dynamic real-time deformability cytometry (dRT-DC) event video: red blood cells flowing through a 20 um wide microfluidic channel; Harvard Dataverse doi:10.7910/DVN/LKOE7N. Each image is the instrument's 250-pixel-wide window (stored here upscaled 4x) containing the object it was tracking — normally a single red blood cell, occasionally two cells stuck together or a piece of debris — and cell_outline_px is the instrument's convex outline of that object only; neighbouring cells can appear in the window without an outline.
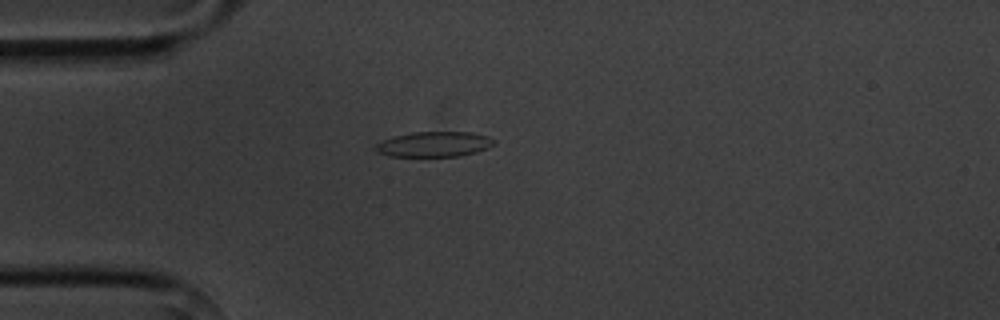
{"species": "common noctule bat (a hibernating species)", "species_latin": "Nyctalus noctula", "temperature_condition": "cold", "stored_images_in_passage": 1, "camera_frame_rate_fps": 3000, "um_per_image_px": 0.085, "animal": {"sex": "male", "body_mass_g": 20.1, "forearm_length_mm": 53.5}, "frame": {"image": 1, "passage_image": 1, "time_ms": 0.0, "image_size_px": [1000, 320], "cell_outline_px": [[496, 144], [488, 148], [476, 152], [460, 156], [388, 156], [376, 152], [372, 148], [380, 140], [392, 136], [412, 132], [472, 132], [488, 136], [496, 140]], "centroid_in_image_um": [36.88, 12.25], "position_along_channel_um": 48.1, "area_um2": 17.74}}